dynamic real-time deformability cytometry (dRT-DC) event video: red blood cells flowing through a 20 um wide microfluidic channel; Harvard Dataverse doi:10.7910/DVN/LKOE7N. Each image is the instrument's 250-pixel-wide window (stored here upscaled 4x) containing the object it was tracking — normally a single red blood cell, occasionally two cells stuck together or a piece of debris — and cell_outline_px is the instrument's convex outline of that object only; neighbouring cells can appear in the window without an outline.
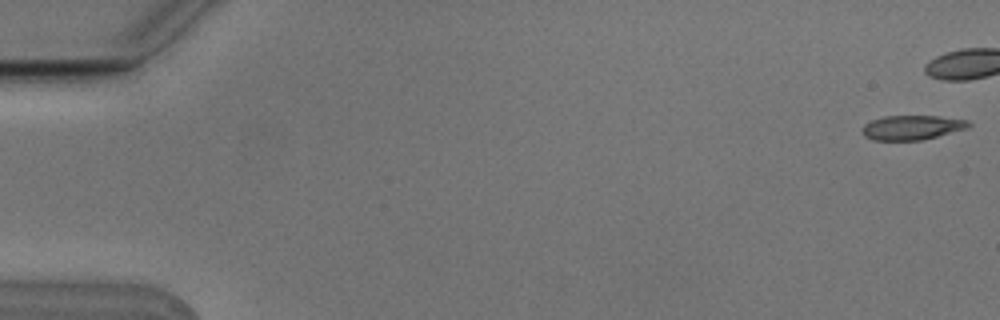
{"species": "Egyptian fruit bat (a non-hibernating species)", "species_latin": "Rousettus aegyptiacus", "temperature_condition": "cold", "stored_images_in_passage": 9, "camera_frame_rate_fps": 3000, "um_per_image_px": 0.085, "animal": {"sex": "male"}, "frame": {"image": 1, "passage_image": 1, "time_ms": 0.0, "image_size_px": [1000, 320], "cell_outline_px": [[972, 124], [968, 128], [920, 140], [872, 140], [864, 136], [864, 124], [872, 120], [884, 116], [940, 116], [968, 120]], "centroid_in_image_um": [77.54, 10.83], "position_along_channel_um": 7.5, "area_um2": 15.03}}
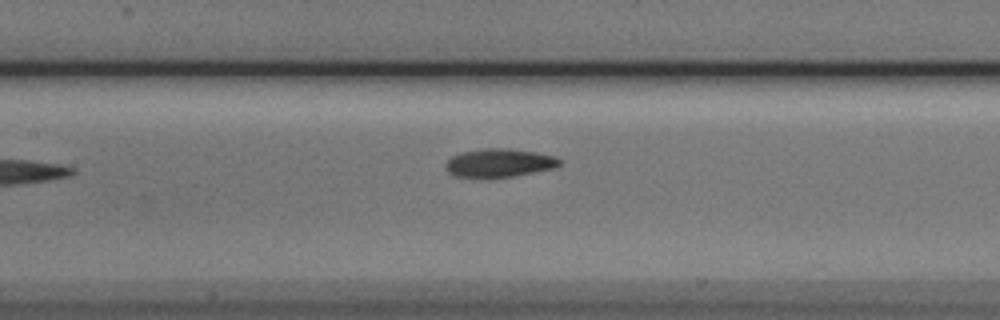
{"frame": {"image": 2, "passage_image": 8, "time_ms": 2.333, "image_size_px": [1000, 320], "cell_outline_px": [[560, 164], [552, 168], [492, 180], [480, 180], [452, 176], [444, 168], [444, 164], [452, 156], [464, 152], [484, 148], [508, 148], [536, 152], [556, 156], [560, 160]], "centroid_in_image_um": [42.34, 13.89], "position_along_channel_um": 165.1, "area_um2": 19.48}}